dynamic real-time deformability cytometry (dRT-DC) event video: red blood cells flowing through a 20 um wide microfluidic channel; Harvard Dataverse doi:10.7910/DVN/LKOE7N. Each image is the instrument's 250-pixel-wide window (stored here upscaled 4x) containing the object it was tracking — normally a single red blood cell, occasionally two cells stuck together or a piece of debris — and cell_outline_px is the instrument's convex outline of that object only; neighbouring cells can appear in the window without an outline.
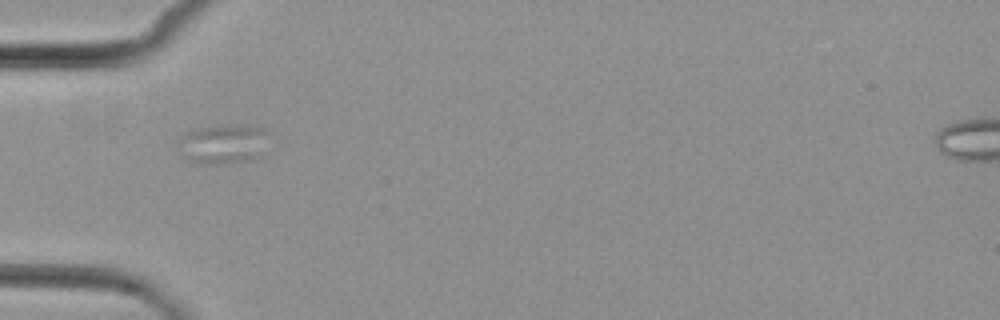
{"species": "common noctule bat (a hibernating species)", "species_latin": "Nyctalus noctula", "temperature_condition": "cold", "stored_images_in_passage": 9, "camera_frame_rate_fps": 3000, "um_per_image_px": 0.085, "animal": {"sex": "female", "body_mass_g": 29.2, "forearm_length_mm": 56.3}, "frame": {"image": 1, "passage_image": 3, "time_ms": 2.333, "image_size_px": [1000, 320], "cell_outline_px": [[264, 128], [260, 156], [252, 160], [224, 164], [196, 164], [188, 160], [184, 156], [180, 140], [184, 132], [196, 128], [228, 124]], "centroid_in_image_um": [18.89, 12.25], "position_along_channel_um": 66.1, "area_um2": 20.29}}
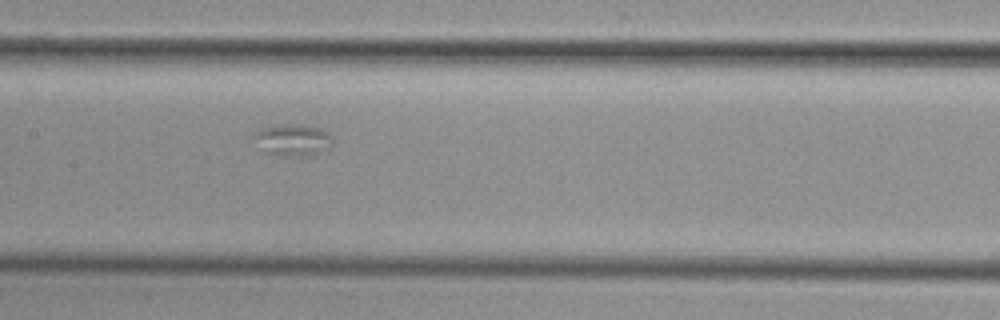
{"frame": {"image": 2, "passage_image": 6, "time_ms": 5.667, "image_size_px": [1000, 320], "cell_outline_px": [[332, 148], [300, 156], [284, 156], [268, 152], [256, 136], [256, 132], [260, 128], [280, 124], [304, 124], [320, 128], [328, 132], [332, 136]], "centroid_in_image_um": [25.01, 11.85], "position_along_channel_um": 182.4, "area_um2": 14.05}}
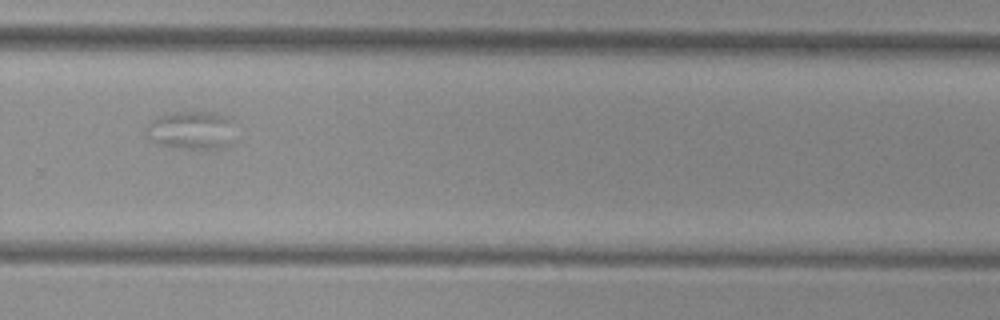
{"frame": {"image": 3, "passage_image": 9, "time_ms": 9.333, "image_size_px": [1000, 320], "cell_outline_px": [[228, 144], [224, 148], [172, 148], [156, 144], [148, 140], [144, 128], [152, 120], [160, 116], [176, 112], [204, 112], [224, 116], [228, 120]], "centroid_in_image_um": [16.07, 11.1], "position_along_channel_um": 313.7, "area_um2": 19.07}}